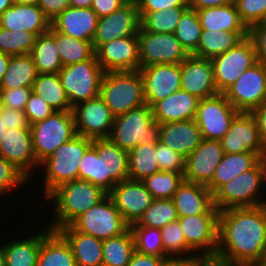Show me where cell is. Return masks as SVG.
Listing matches in <instances>:
<instances>
[{"instance_id": "cell-1", "label": "cell", "mask_w": 266, "mask_h": 266, "mask_svg": "<svg viewBox=\"0 0 266 266\" xmlns=\"http://www.w3.org/2000/svg\"><path fill=\"white\" fill-rule=\"evenodd\" d=\"M266 249V204L219 213L215 259L237 266L260 263Z\"/></svg>"}, {"instance_id": "cell-2", "label": "cell", "mask_w": 266, "mask_h": 266, "mask_svg": "<svg viewBox=\"0 0 266 266\" xmlns=\"http://www.w3.org/2000/svg\"><path fill=\"white\" fill-rule=\"evenodd\" d=\"M108 195L103 189L87 180L76 179L61 184L45 199L54 203L53 218L47 226L58 230L70 225L80 215L101 202Z\"/></svg>"}, {"instance_id": "cell-3", "label": "cell", "mask_w": 266, "mask_h": 266, "mask_svg": "<svg viewBox=\"0 0 266 266\" xmlns=\"http://www.w3.org/2000/svg\"><path fill=\"white\" fill-rule=\"evenodd\" d=\"M265 186L266 158H263L253 169L221 186L213 194V206L221 212L229 208L264 205L266 201L262 198V195L265 197L262 190Z\"/></svg>"}, {"instance_id": "cell-4", "label": "cell", "mask_w": 266, "mask_h": 266, "mask_svg": "<svg viewBox=\"0 0 266 266\" xmlns=\"http://www.w3.org/2000/svg\"><path fill=\"white\" fill-rule=\"evenodd\" d=\"M100 96L115 117L145 105L144 82L140 71L104 72Z\"/></svg>"}, {"instance_id": "cell-5", "label": "cell", "mask_w": 266, "mask_h": 266, "mask_svg": "<svg viewBox=\"0 0 266 266\" xmlns=\"http://www.w3.org/2000/svg\"><path fill=\"white\" fill-rule=\"evenodd\" d=\"M92 146V140L75 135L70 141L58 147L39 167L44 174V198L54 189L66 182L79 179V166L86 151ZM45 170V171H44Z\"/></svg>"}, {"instance_id": "cell-6", "label": "cell", "mask_w": 266, "mask_h": 266, "mask_svg": "<svg viewBox=\"0 0 266 266\" xmlns=\"http://www.w3.org/2000/svg\"><path fill=\"white\" fill-rule=\"evenodd\" d=\"M159 126L153 118L152 107L145 104L116 116L108 138L129 152L137 145L157 143Z\"/></svg>"}, {"instance_id": "cell-7", "label": "cell", "mask_w": 266, "mask_h": 266, "mask_svg": "<svg viewBox=\"0 0 266 266\" xmlns=\"http://www.w3.org/2000/svg\"><path fill=\"white\" fill-rule=\"evenodd\" d=\"M33 151L37 163L44 160L76 134L72 111H55L46 119L30 125Z\"/></svg>"}, {"instance_id": "cell-8", "label": "cell", "mask_w": 266, "mask_h": 266, "mask_svg": "<svg viewBox=\"0 0 266 266\" xmlns=\"http://www.w3.org/2000/svg\"><path fill=\"white\" fill-rule=\"evenodd\" d=\"M103 74L96 56L62 67L58 75L71 107L100 95Z\"/></svg>"}, {"instance_id": "cell-9", "label": "cell", "mask_w": 266, "mask_h": 266, "mask_svg": "<svg viewBox=\"0 0 266 266\" xmlns=\"http://www.w3.org/2000/svg\"><path fill=\"white\" fill-rule=\"evenodd\" d=\"M70 225L75 230L102 241L119 236L130 228L109 195L80 215Z\"/></svg>"}, {"instance_id": "cell-10", "label": "cell", "mask_w": 266, "mask_h": 266, "mask_svg": "<svg viewBox=\"0 0 266 266\" xmlns=\"http://www.w3.org/2000/svg\"><path fill=\"white\" fill-rule=\"evenodd\" d=\"M211 62L215 86L218 93L224 94L258 59L254 43L248 36L227 52L212 58Z\"/></svg>"}, {"instance_id": "cell-11", "label": "cell", "mask_w": 266, "mask_h": 266, "mask_svg": "<svg viewBox=\"0 0 266 266\" xmlns=\"http://www.w3.org/2000/svg\"><path fill=\"white\" fill-rule=\"evenodd\" d=\"M219 213L212 206L203 215L178 217L186 244L200 258H215L218 248Z\"/></svg>"}, {"instance_id": "cell-12", "label": "cell", "mask_w": 266, "mask_h": 266, "mask_svg": "<svg viewBox=\"0 0 266 266\" xmlns=\"http://www.w3.org/2000/svg\"><path fill=\"white\" fill-rule=\"evenodd\" d=\"M137 35L141 67L180 64L190 55L174 33L147 32L140 27Z\"/></svg>"}, {"instance_id": "cell-13", "label": "cell", "mask_w": 266, "mask_h": 266, "mask_svg": "<svg viewBox=\"0 0 266 266\" xmlns=\"http://www.w3.org/2000/svg\"><path fill=\"white\" fill-rule=\"evenodd\" d=\"M224 94L239 112H252L266 100V65L258 61L242 72Z\"/></svg>"}, {"instance_id": "cell-14", "label": "cell", "mask_w": 266, "mask_h": 266, "mask_svg": "<svg viewBox=\"0 0 266 266\" xmlns=\"http://www.w3.org/2000/svg\"><path fill=\"white\" fill-rule=\"evenodd\" d=\"M238 113L225 94L199 100L195 121L202 139L221 140Z\"/></svg>"}, {"instance_id": "cell-15", "label": "cell", "mask_w": 266, "mask_h": 266, "mask_svg": "<svg viewBox=\"0 0 266 266\" xmlns=\"http://www.w3.org/2000/svg\"><path fill=\"white\" fill-rule=\"evenodd\" d=\"M77 135L91 140L108 138L115 116L99 95L72 107Z\"/></svg>"}, {"instance_id": "cell-16", "label": "cell", "mask_w": 266, "mask_h": 266, "mask_svg": "<svg viewBox=\"0 0 266 266\" xmlns=\"http://www.w3.org/2000/svg\"><path fill=\"white\" fill-rule=\"evenodd\" d=\"M220 143L224 153L253 152L266 158V148L260 137L258 123L251 112H239Z\"/></svg>"}, {"instance_id": "cell-17", "label": "cell", "mask_w": 266, "mask_h": 266, "mask_svg": "<svg viewBox=\"0 0 266 266\" xmlns=\"http://www.w3.org/2000/svg\"><path fill=\"white\" fill-rule=\"evenodd\" d=\"M140 30V15L137 3L129 0L117 11L98 19L93 38L95 51L104 43L117 38L134 36Z\"/></svg>"}, {"instance_id": "cell-18", "label": "cell", "mask_w": 266, "mask_h": 266, "mask_svg": "<svg viewBox=\"0 0 266 266\" xmlns=\"http://www.w3.org/2000/svg\"><path fill=\"white\" fill-rule=\"evenodd\" d=\"M0 156L9 161L29 181L40 165L33 151L30 128L8 129L0 144ZM34 169V170H33Z\"/></svg>"}, {"instance_id": "cell-19", "label": "cell", "mask_w": 266, "mask_h": 266, "mask_svg": "<svg viewBox=\"0 0 266 266\" xmlns=\"http://www.w3.org/2000/svg\"><path fill=\"white\" fill-rule=\"evenodd\" d=\"M108 195L129 225L137 223L154 200L142 181L131 179L116 184Z\"/></svg>"}, {"instance_id": "cell-20", "label": "cell", "mask_w": 266, "mask_h": 266, "mask_svg": "<svg viewBox=\"0 0 266 266\" xmlns=\"http://www.w3.org/2000/svg\"><path fill=\"white\" fill-rule=\"evenodd\" d=\"M95 56L103 71L139 70L138 35L121 37L102 44Z\"/></svg>"}, {"instance_id": "cell-21", "label": "cell", "mask_w": 266, "mask_h": 266, "mask_svg": "<svg viewBox=\"0 0 266 266\" xmlns=\"http://www.w3.org/2000/svg\"><path fill=\"white\" fill-rule=\"evenodd\" d=\"M144 82V98L152 107L181 89L180 64H155L139 69Z\"/></svg>"}, {"instance_id": "cell-22", "label": "cell", "mask_w": 266, "mask_h": 266, "mask_svg": "<svg viewBox=\"0 0 266 266\" xmlns=\"http://www.w3.org/2000/svg\"><path fill=\"white\" fill-rule=\"evenodd\" d=\"M223 155L220 140L202 139L186 158L184 180L207 186L212 181Z\"/></svg>"}, {"instance_id": "cell-23", "label": "cell", "mask_w": 266, "mask_h": 266, "mask_svg": "<svg viewBox=\"0 0 266 266\" xmlns=\"http://www.w3.org/2000/svg\"><path fill=\"white\" fill-rule=\"evenodd\" d=\"M180 72L181 90L200 100L219 94L214 83L213 65L210 59L189 55L180 63Z\"/></svg>"}, {"instance_id": "cell-24", "label": "cell", "mask_w": 266, "mask_h": 266, "mask_svg": "<svg viewBox=\"0 0 266 266\" xmlns=\"http://www.w3.org/2000/svg\"><path fill=\"white\" fill-rule=\"evenodd\" d=\"M99 17L92 8L68 7L50 21V27L62 34L93 41Z\"/></svg>"}, {"instance_id": "cell-25", "label": "cell", "mask_w": 266, "mask_h": 266, "mask_svg": "<svg viewBox=\"0 0 266 266\" xmlns=\"http://www.w3.org/2000/svg\"><path fill=\"white\" fill-rule=\"evenodd\" d=\"M92 146L103 158L104 191L109 193L116 184L129 179L128 152L109 138L94 139Z\"/></svg>"}, {"instance_id": "cell-26", "label": "cell", "mask_w": 266, "mask_h": 266, "mask_svg": "<svg viewBox=\"0 0 266 266\" xmlns=\"http://www.w3.org/2000/svg\"><path fill=\"white\" fill-rule=\"evenodd\" d=\"M0 27L38 36L49 31L50 20L38 5L13 4L0 15Z\"/></svg>"}, {"instance_id": "cell-27", "label": "cell", "mask_w": 266, "mask_h": 266, "mask_svg": "<svg viewBox=\"0 0 266 266\" xmlns=\"http://www.w3.org/2000/svg\"><path fill=\"white\" fill-rule=\"evenodd\" d=\"M201 140V131L195 119L159 126V141L185 159L197 148Z\"/></svg>"}, {"instance_id": "cell-28", "label": "cell", "mask_w": 266, "mask_h": 266, "mask_svg": "<svg viewBox=\"0 0 266 266\" xmlns=\"http://www.w3.org/2000/svg\"><path fill=\"white\" fill-rule=\"evenodd\" d=\"M199 100L180 89L152 106L153 118L160 125L195 119Z\"/></svg>"}, {"instance_id": "cell-29", "label": "cell", "mask_w": 266, "mask_h": 266, "mask_svg": "<svg viewBox=\"0 0 266 266\" xmlns=\"http://www.w3.org/2000/svg\"><path fill=\"white\" fill-rule=\"evenodd\" d=\"M172 201L178 217L203 215L213 206V194L206 185L184 180Z\"/></svg>"}, {"instance_id": "cell-30", "label": "cell", "mask_w": 266, "mask_h": 266, "mask_svg": "<svg viewBox=\"0 0 266 266\" xmlns=\"http://www.w3.org/2000/svg\"><path fill=\"white\" fill-rule=\"evenodd\" d=\"M68 242L77 266H102L103 241L75 230L71 225L57 230Z\"/></svg>"}, {"instance_id": "cell-31", "label": "cell", "mask_w": 266, "mask_h": 266, "mask_svg": "<svg viewBox=\"0 0 266 266\" xmlns=\"http://www.w3.org/2000/svg\"><path fill=\"white\" fill-rule=\"evenodd\" d=\"M262 159L259 154L253 152L224 153L207 188L214 194L224 184L253 169Z\"/></svg>"}, {"instance_id": "cell-32", "label": "cell", "mask_w": 266, "mask_h": 266, "mask_svg": "<svg viewBox=\"0 0 266 266\" xmlns=\"http://www.w3.org/2000/svg\"><path fill=\"white\" fill-rule=\"evenodd\" d=\"M202 30L249 32L234 3L197 10Z\"/></svg>"}, {"instance_id": "cell-33", "label": "cell", "mask_w": 266, "mask_h": 266, "mask_svg": "<svg viewBox=\"0 0 266 266\" xmlns=\"http://www.w3.org/2000/svg\"><path fill=\"white\" fill-rule=\"evenodd\" d=\"M37 266H77L70 245L58 231L50 229L42 238Z\"/></svg>"}, {"instance_id": "cell-34", "label": "cell", "mask_w": 266, "mask_h": 266, "mask_svg": "<svg viewBox=\"0 0 266 266\" xmlns=\"http://www.w3.org/2000/svg\"><path fill=\"white\" fill-rule=\"evenodd\" d=\"M248 36L249 32L202 30L199 45L192 55L211 60L235 47Z\"/></svg>"}, {"instance_id": "cell-35", "label": "cell", "mask_w": 266, "mask_h": 266, "mask_svg": "<svg viewBox=\"0 0 266 266\" xmlns=\"http://www.w3.org/2000/svg\"><path fill=\"white\" fill-rule=\"evenodd\" d=\"M49 230L47 226L36 236L5 243V266H37L41 240Z\"/></svg>"}, {"instance_id": "cell-36", "label": "cell", "mask_w": 266, "mask_h": 266, "mask_svg": "<svg viewBox=\"0 0 266 266\" xmlns=\"http://www.w3.org/2000/svg\"><path fill=\"white\" fill-rule=\"evenodd\" d=\"M48 32L55 38V45L63 67L95 57L92 41H84L58 33L51 27Z\"/></svg>"}, {"instance_id": "cell-37", "label": "cell", "mask_w": 266, "mask_h": 266, "mask_svg": "<svg viewBox=\"0 0 266 266\" xmlns=\"http://www.w3.org/2000/svg\"><path fill=\"white\" fill-rule=\"evenodd\" d=\"M37 75L31 54L11 56L0 89L32 87Z\"/></svg>"}, {"instance_id": "cell-38", "label": "cell", "mask_w": 266, "mask_h": 266, "mask_svg": "<svg viewBox=\"0 0 266 266\" xmlns=\"http://www.w3.org/2000/svg\"><path fill=\"white\" fill-rule=\"evenodd\" d=\"M32 92L41 96L55 111H72L58 73H38L32 86Z\"/></svg>"}, {"instance_id": "cell-39", "label": "cell", "mask_w": 266, "mask_h": 266, "mask_svg": "<svg viewBox=\"0 0 266 266\" xmlns=\"http://www.w3.org/2000/svg\"><path fill=\"white\" fill-rule=\"evenodd\" d=\"M30 54L38 73L54 74L63 67L55 45V38L49 32L36 37Z\"/></svg>"}, {"instance_id": "cell-40", "label": "cell", "mask_w": 266, "mask_h": 266, "mask_svg": "<svg viewBox=\"0 0 266 266\" xmlns=\"http://www.w3.org/2000/svg\"><path fill=\"white\" fill-rule=\"evenodd\" d=\"M129 179L142 181L160 171L156 155V143L137 145L128 152Z\"/></svg>"}, {"instance_id": "cell-41", "label": "cell", "mask_w": 266, "mask_h": 266, "mask_svg": "<svg viewBox=\"0 0 266 266\" xmlns=\"http://www.w3.org/2000/svg\"><path fill=\"white\" fill-rule=\"evenodd\" d=\"M102 266H127L135 251L130 228L123 234L103 240Z\"/></svg>"}, {"instance_id": "cell-42", "label": "cell", "mask_w": 266, "mask_h": 266, "mask_svg": "<svg viewBox=\"0 0 266 266\" xmlns=\"http://www.w3.org/2000/svg\"><path fill=\"white\" fill-rule=\"evenodd\" d=\"M189 7H174L157 12H139L140 27L147 32L174 33Z\"/></svg>"}, {"instance_id": "cell-43", "label": "cell", "mask_w": 266, "mask_h": 266, "mask_svg": "<svg viewBox=\"0 0 266 266\" xmlns=\"http://www.w3.org/2000/svg\"><path fill=\"white\" fill-rule=\"evenodd\" d=\"M160 231L165 258L183 257L189 259H200V257L186 244L184 233L178 220L162 227Z\"/></svg>"}, {"instance_id": "cell-44", "label": "cell", "mask_w": 266, "mask_h": 266, "mask_svg": "<svg viewBox=\"0 0 266 266\" xmlns=\"http://www.w3.org/2000/svg\"><path fill=\"white\" fill-rule=\"evenodd\" d=\"M183 181L184 174L172 171H158L142 180L154 199H172Z\"/></svg>"}, {"instance_id": "cell-45", "label": "cell", "mask_w": 266, "mask_h": 266, "mask_svg": "<svg viewBox=\"0 0 266 266\" xmlns=\"http://www.w3.org/2000/svg\"><path fill=\"white\" fill-rule=\"evenodd\" d=\"M176 220L178 214L172 199H154L136 224L140 227L161 229Z\"/></svg>"}, {"instance_id": "cell-46", "label": "cell", "mask_w": 266, "mask_h": 266, "mask_svg": "<svg viewBox=\"0 0 266 266\" xmlns=\"http://www.w3.org/2000/svg\"><path fill=\"white\" fill-rule=\"evenodd\" d=\"M201 31L197 11L189 8L182 15L174 34L186 51L192 55L199 45Z\"/></svg>"}, {"instance_id": "cell-47", "label": "cell", "mask_w": 266, "mask_h": 266, "mask_svg": "<svg viewBox=\"0 0 266 266\" xmlns=\"http://www.w3.org/2000/svg\"><path fill=\"white\" fill-rule=\"evenodd\" d=\"M36 37L31 32L10 31L0 27V52L9 56L30 54L35 45Z\"/></svg>"}, {"instance_id": "cell-48", "label": "cell", "mask_w": 266, "mask_h": 266, "mask_svg": "<svg viewBox=\"0 0 266 266\" xmlns=\"http://www.w3.org/2000/svg\"><path fill=\"white\" fill-rule=\"evenodd\" d=\"M135 250L156 256H164V248L160 229L140 227L136 223L130 225Z\"/></svg>"}, {"instance_id": "cell-49", "label": "cell", "mask_w": 266, "mask_h": 266, "mask_svg": "<svg viewBox=\"0 0 266 266\" xmlns=\"http://www.w3.org/2000/svg\"><path fill=\"white\" fill-rule=\"evenodd\" d=\"M79 179L87 180L104 190V167L103 158L96 149L91 146L79 166Z\"/></svg>"}, {"instance_id": "cell-50", "label": "cell", "mask_w": 266, "mask_h": 266, "mask_svg": "<svg viewBox=\"0 0 266 266\" xmlns=\"http://www.w3.org/2000/svg\"><path fill=\"white\" fill-rule=\"evenodd\" d=\"M234 4L248 29L266 21V0H234Z\"/></svg>"}, {"instance_id": "cell-51", "label": "cell", "mask_w": 266, "mask_h": 266, "mask_svg": "<svg viewBox=\"0 0 266 266\" xmlns=\"http://www.w3.org/2000/svg\"><path fill=\"white\" fill-rule=\"evenodd\" d=\"M30 182L18 169L9 161L0 156V196H6L11 190L22 187Z\"/></svg>"}, {"instance_id": "cell-52", "label": "cell", "mask_w": 266, "mask_h": 266, "mask_svg": "<svg viewBox=\"0 0 266 266\" xmlns=\"http://www.w3.org/2000/svg\"><path fill=\"white\" fill-rule=\"evenodd\" d=\"M156 155L160 171L185 173L186 159L160 141L156 143Z\"/></svg>"}, {"instance_id": "cell-53", "label": "cell", "mask_w": 266, "mask_h": 266, "mask_svg": "<svg viewBox=\"0 0 266 266\" xmlns=\"http://www.w3.org/2000/svg\"><path fill=\"white\" fill-rule=\"evenodd\" d=\"M54 112L55 110L34 92L30 94L24 109L29 125L46 119Z\"/></svg>"}, {"instance_id": "cell-54", "label": "cell", "mask_w": 266, "mask_h": 266, "mask_svg": "<svg viewBox=\"0 0 266 266\" xmlns=\"http://www.w3.org/2000/svg\"><path fill=\"white\" fill-rule=\"evenodd\" d=\"M4 107L24 111L27 100L32 93V87H19L15 89H1Z\"/></svg>"}, {"instance_id": "cell-55", "label": "cell", "mask_w": 266, "mask_h": 266, "mask_svg": "<svg viewBox=\"0 0 266 266\" xmlns=\"http://www.w3.org/2000/svg\"><path fill=\"white\" fill-rule=\"evenodd\" d=\"M249 37L254 43L258 61L266 65V21L252 26Z\"/></svg>"}, {"instance_id": "cell-56", "label": "cell", "mask_w": 266, "mask_h": 266, "mask_svg": "<svg viewBox=\"0 0 266 266\" xmlns=\"http://www.w3.org/2000/svg\"><path fill=\"white\" fill-rule=\"evenodd\" d=\"M139 12H157L174 7H189L188 0H138Z\"/></svg>"}, {"instance_id": "cell-57", "label": "cell", "mask_w": 266, "mask_h": 266, "mask_svg": "<svg viewBox=\"0 0 266 266\" xmlns=\"http://www.w3.org/2000/svg\"><path fill=\"white\" fill-rule=\"evenodd\" d=\"M0 115L3 117V122L7 129L30 128L24 111L3 107Z\"/></svg>"}, {"instance_id": "cell-58", "label": "cell", "mask_w": 266, "mask_h": 266, "mask_svg": "<svg viewBox=\"0 0 266 266\" xmlns=\"http://www.w3.org/2000/svg\"><path fill=\"white\" fill-rule=\"evenodd\" d=\"M71 0H39L38 6L43 14L51 21L58 14L70 7Z\"/></svg>"}, {"instance_id": "cell-59", "label": "cell", "mask_w": 266, "mask_h": 266, "mask_svg": "<svg viewBox=\"0 0 266 266\" xmlns=\"http://www.w3.org/2000/svg\"><path fill=\"white\" fill-rule=\"evenodd\" d=\"M128 1L129 0H93L91 8L100 18L117 11Z\"/></svg>"}, {"instance_id": "cell-60", "label": "cell", "mask_w": 266, "mask_h": 266, "mask_svg": "<svg viewBox=\"0 0 266 266\" xmlns=\"http://www.w3.org/2000/svg\"><path fill=\"white\" fill-rule=\"evenodd\" d=\"M163 258L165 257L144 254L135 250L127 266H158Z\"/></svg>"}, {"instance_id": "cell-61", "label": "cell", "mask_w": 266, "mask_h": 266, "mask_svg": "<svg viewBox=\"0 0 266 266\" xmlns=\"http://www.w3.org/2000/svg\"><path fill=\"white\" fill-rule=\"evenodd\" d=\"M257 120L260 137L266 148V100L251 112Z\"/></svg>"}, {"instance_id": "cell-62", "label": "cell", "mask_w": 266, "mask_h": 266, "mask_svg": "<svg viewBox=\"0 0 266 266\" xmlns=\"http://www.w3.org/2000/svg\"><path fill=\"white\" fill-rule=\"evenodd\" d=\"M234 3V0H188V6L193 10H202L211 7H221Z\"/></svg>"}, {"instance_id": "cell-63", "label": "cell", "mask_w": 266, "mask_h": 266, "mask_svg": "<svg viewBox=\"0 0 266 266\" xmlns=\"http://www.w3.org/2000/svg\"><path fill=\"white\" fill-rule=\"evenodd\" d=\"M197 259L183 257H166L163 258L158 266H192Z\"/></svg>"}, {"instance_id": "cell-64", "label": "cell", "mask_w": 266, "mask_h": 266, "mask_svg": "<svg viewBox=\"0 0 266 266\" xmlns=\"http://www.w3.org/2000/svg\"><path fill=\"white\" fill-rule=\"evenodd\" d=\"M192 266H234L215 258H200L195 260Z\"/></svg>"}, {"instance_id": "cell-65", "label": "cell", "mask_w": 266, "mask_h": 266, "mask_svg": "<svg viewBox=\"0 0 266 266\" xmlns=\"http://www.w3.org/2000/svg\"><path fill=\"white\" fill-rule=\"evenodd\" d=\"M10 57L11 56L7 55L6 53L0 52V84L2 82L3 76L6 73Z\"/></svg>"}, {"instance_id": "cell-66", "label": "cell", "mask_w": 266, "mask_h": 266, "mask_svg": "<svg viewBox=\"0 0 266 266\" xmlns=\"http://www.w3.org/2000/svg\"><path fill=\"white\" fill-rule=\"evenodd\" d=\"M93 0H71L70 7L73 8H91Z\"/></svg>"}, {"instance_id": "cell-67", "label": "cell", "mask_w": 266, "mask_h": 266, "mask_svg": "<svg viewBox=\"0 0 266 266\" xmlns=\"http://www.w3.org/2000/svg\"><path fill=\"white\" fill-rule=\"evenodd\" d=\"M13 4V0H0V15Z\"/></svg>"}, {"instance_id": "cell-68", "label": "cell", "mask_w": 266, "mask_h": 266, "mask_svg": "<svg viewBox=\"0 0 266 266\" xmlns=\"http://www.w3.org/2000/svg\"><path fill=\"white\" fill-rule=\"evenodd\" d=\"M39 0H13L14 4L38 5Z\"/></svg>"}, {"instance_id": "cell-69", "label": "cell", "mask_w": 266, "mask_h": 266, "mask_svg": "<svg viewBox=\"0 0 266 266\" xmlns=\"http://www.w3.org/2000/svg\"><path fill=\"white\" fill-rule=\"evenodd\" d=\"M7 130L8 129L5 126V123L3 122V117L0 115V144H1L2 138H3V136Z\"/></svg>"}, {"instance_id": "cell-70", "label": "cell", "mask_w": 266, "mask_h": 266, "mask_svg": "<svg viewBox=\"0 0 266 266\" xmlns=\"http://www.w3.org/2000/svg\"><path fill=\"white\" fill-rule=\"evenodd\" d=\"M0 266H5V250H4V245L0 246Z\"/></svg>"}, {"instance_id": "cell-71", "label": "cell", "mask_w": 266, "mask_h": 266, "mask_svg": "<svg viewBox=\"0 0 266 266\" xmlns=\"http://www.w3.org/2000/svg\"><path fill=\"white\" fill-rule=\"evenodd\" d=\"M237 266H263L261 263H245Z\"/></svg>"}, {"instance_id": "cell-72", "label": "cell", "mask_w": 266, "mask_h": 266, "mask_svg": "<svg viewBox=\"0 0 266 266\" xmlns=\"http://www.w3.org/2000/svg\"><path fill=\"white\" fill-rule=\"evenodd\" d=\"M260 263H261L263 266H266V249H265V251H264V254H263V257H262Z\"/></svg>"}, {"instance_id": "cell-73", "label": "cell", "mask_w": 266, "mask_h": 266, "mask_svg": "<svg viewBox=\"0 0 266 266\" xmlns=\"http://www.w3.org/2000/svg\"><path fill=\"white\" fill-rule=\"evenodd\" d=\"M3 107H4V102H3L2 92L0 89V111L2 110Z\"/></svg>"}]
</instances>
